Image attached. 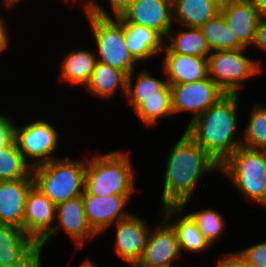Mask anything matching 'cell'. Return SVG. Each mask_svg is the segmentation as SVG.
<instances>
[{
    "mask_svg": "<svg viewBox=\"0 0 266 267\" xmlns=\"http://www.w3.org/2000/svg\"><path fill=\"white\" fill-rule=\"evenodd\" d=\"M134 71L127 76L126 96L127 98H151L161 97V89L167 84V80H161L148 73L145 69L134 75ZM134 82V83H133Z\"/></svg>",
    "mask_w": 266,
    "mask_h": 267,
    "instance_id": "cell-30",
    "label": "cell"
},
{
    "mask_svg": "<svg viewBox=\"0 0 266 267\" xmlns=\"http://www.w3.org/2000/svg\"><path fill=\"white\" fill-rule=\"evenodd\" d=\"M161 209L162 217L173 227L177 234L181 252L184 250L189 253H201V251L203 252L212 246L199 230L192 217L189 214H184L183 216L184 209L181 206H164ZM174 216L177 219H174ZM171 217L174 219L173 221Z\"/></svg>",
    "mask_w": 266,
    "mask_h": 267,
    "instance_id": "cell-20",
    "label": "cell"
},
{
    "mask_svg": "<svg viewBox=\"0 0 266 267\" xmlns=\"http://www.w3.org/2000/svg\"><path fill=\"white\" fill-rule=\"evenodd\" d=\"M238 102V94H225L185 129L220 165L242 146V137L236 134Z\"/></svg>",
    "mask_w": 266,
    "mask_h": 267,
    "instance_id": "cell-2",
    "label": "cell"
},
{
    "mask_svg": "<svg viewBox=\"0 0 266 267\" xmlns=\"http://www.w3.org/2000/svg\"><path fill=\"white\" fill-rule=\"evenodd\" d=\"M53 159L32 169L34 186L57 206L84 192L86 160Z\"/></svg>",
    "mask_w": 266,
    "mask_h": 267,
    "instance_id": "cell-4",
    "label": "cell"
},
{
    "mask_svg": "<svg viewBox=\"0 0 266 267\" xmlns=\"http://www.w3.org/2000/svg\"><path fill=\"white\" fill-rule=\"evenodd\" d=\"M126 45L138 62L148 61L163 52L165 39L155 30L131 23L123 22Z\"/></svg>",
    "mask_w": 266,
    "mask_h": 267,
    "instance_id": "cell-21",
    "label": "cell"
},
{
    "mask_svg": "<svg viewBox=\"0 0 266 267\" xmlns=\"http://www.w3.org/2000/svg\"><path fill=\"white\" fill-rule=\"evenodd\" d=\"M212 3H214L217 7L220 9L225 8L229 3H231L233 0H210Z\"/></svg>",
    "mask_w": 266,
    "mask_h": 267,
    "instance_id": "cell-39",
    "label": "cell"
},
{
    "mask_svg": "<svg viewBox=\"0 0 266 267\" xmlns=\"http://www.w3.org/2000/svg\"><path fill=\"white\" fill-rule=\"evenodd\" d=\"M56 206L36 186L27 195L23 231L38 245L52 232Z\"/></svg>",
    "mask_w": 266,
    "mask_h": 267,
    "instance_id": "cell-15",
    "label": "cell"
},
{
    "mask_svg": "<svg viewBox=\"0 0 266 267\" xmlns=\"http://www.w3.org/2000/svg\"><path fill=\"white\" fill-rule=\"evenodd\" d=\"M128 152L114 150L86 159L84 189L94 196L133 194L136 176Z\"/></svg>",
    "mask_w": 266,
    "mask_h": 267,
    "instance_id": "cell-3",
    "label": "cell"
},
{
    "mask_svg": "<svg viewBox=\"0 0 266 267\" xmlns=\"http://www.w3.org/2000/svg\"><path fill=\"white\" fill-rule=\"evenodd\" d=\"M110 4V10L112 15H110L102 5H99L96 0L85 1L83 8H85L90 14H93L101 18H121L122 15L127 11L129 5L133 0H108Z\"/></svg>",
    "mask_w": 266,
    "mask_h": 267,
    "instance_id": "cell-32",
    "label": "cell"
},
{
    "mask_svg": "<svg viewBox=\"0 0 266 267\" xmlns=\"http://www.w3.org/2000/svg\"><path fill=\"white\" fill-rule=\"evenodd\" d=\"M65 231L77 246H83L84 242L98 235L89 225L84 213L82 195L69 199L56 206L55 224L52 232L39 244L40 253L44 246L56 235L59 230Z\"/></svg>",
    "mask_w": 266,
    "mask_h": 267,
    "instance_id": "cell-11",
    "label": "cell"
},
{
    "mask_svg": "<svg viewBox=\"0 0 266 267\" xmlns=\"http://www.w3.org/2000/svg\"><path fill=\"white\" fill-rule=\"evenodd\" d=\"M88 24L96 44V60L123 71L127 76L135 70L138 62L131 55L124 35L123 21L119 18H101L90 14L85 8Z\"/></svg>",
    "mask_w": 266,
    "mask_h": 267,
    "instance_id": "cell-6",
    "label": "cell"
},
{
    "mask_svg": "<svg viewBox=\"0 0 266 267\" xmlns=\"http://www.w3.org/2000/svg\"><path fill=\"white\" fill-rule=\"evenodd\" d=\"M218 262L223 267H253L237 251L225 254Z\"/></svg>",
    "mask_w": 266,
    "mask_h": 267,
    "instance_id": "cell-35",
    "label": "cell"
},
{
    "mask_svg": "<svg viewBox=\"0 0 266 267\" xmlns=\"http://www.w3.org/2000/svg\"><path fill=\"white\" fill-rule=\"evenodd\" d=\"M127 75L110 65L96 61L92 76L85 89L93 95L103 100L111 99L121 88L126 95Z\"/></svg>",
    "mask_w": 266,
    "mask_h": 267,
    "instance_id": "cell-23",
    "label": "cell"
},
{
    "mask_svg": "<svg viewBox=\"0 0 266 267\" xmlns=\"http://www.w3.org/2000/svg\"><path fill=\"white\" fill-rule=\"evenodd\" d=\"M241 137L243 147L266 150V105L256 104L252 107L249 122Z\"/></svg>",
    "mask_w": 266,
    "mask_h": 267,
    "instance_id": "cell-29",
    "label": "cell"
},
{
    "mask_svg": "<svg viewBox=\"0 0 266 267\" xmlns=\"http://www.w3.org/2000/svg\"><path fill=\"white\" fill-rule=\"evenodd\" d=\"M253 46L266 53V18H261L259 21Z\"/></svg>",
    "mask_w": 266,
    "mask_h": 267,
    "instance_id": "cell-36",
    "label": "cell"
},
{
    "mask_svg": "<svg viewBox=\"0 0 266 267\" xmlns=\"http://www.w3.org/2000/svg\"><path fill=\"white\" fill-rule=\"evenodd\" d=\"M220 172L244 198L259 205L266 192V150L240 146L220 165Z\"/></svg>",
    "mask_w": 266,
    "mask_h": 267,
    "instance_id": "cell-5",
    "label": "cell"
},
{
    "mask_svg": "<svg viewBox=\"0 0 266 267\" xmlns=\"http://www.w3.org/2000/svg\"><path fill=\"white\" fill-rule=\"evenodd\" d=\"M59 136L55 127L44 120H34L21 127L15 124L14 140L32 169L57 159L53 154L57 151Z\"/></svg>",
    "mask_w": 266,
    "mask_h": 267,
    "instance_id": "cell-8",
    "label": "cell"
},
{
    "mask_svg": "<svg viewBox=\"0 0 266 267\" xmlns=\"http://www.w3.org/2000/svg\"><path fill=\"white\" fill-rule=\"evenodd\" d=\"M21 178H33L32 168L26 163L14 140L10 145L0 148V181Z\"/></svg>",
    "mask_w": 266,
    "mask_h": 267,
    "instance_id": "cell-28",
    "label": "cell"
},
{
    "mask_svg": "<svg viewBox=\"0 0 266 267\" xmlns=\"http://www.w3.org/2000/svg\"><path fill=\"white\" fill-rule=\"evenodd\" d=\"M21 0H3V4L6 6V7H12L14 6L15 4H18Z\"/></svg>",
    "mask_w": 266,
    "mask_h": 267,
    "instance_id": "cell-40",
    "label": "cell"
},
{
    "mask_svg": "<svg viewBox=\"0 0 266 267\" xmlns=\"http://www.w3.org/2000/svg\"><path fill=\"white\" fill-rule=\"evenodd\" d=\"M181 28H183V30L176 32L175 35L173 29L169 31L168 36L165 39V41L167 40L165 45L175 53L208 58L211 49L209 48L201 29L185 26H182Z\"/></svg>",
    "mask_w": 266,
    "mask_h": 267,
    "instance_id": "cell-26",
    "label": "cell"
},
{
    "mask_svg": "<svg viewBox=\"0 0 266 267\" xmlns=\"http://www.w3.org/2000/svg\"><path fill=\"white\" fill-rule=\"evenodd\" d=\"M173 113H191L188 125L215 104L225 93L209 77L183 84H170Z\"/></svg>",
    "mask_w": 266,
    "mask_h": 267,
    "instance_id": "cell-9",
    "label": "cell"
},
{
    "mask_svg": "<svg viewBox=\"0 0 266 267\" xmlns=\"http://www.w3.org/2000/svg\"><path fill=\"white\" fill-rule=\"evenodd\" d=\"M126 101H129L136 117L147 127L157 125L161 118L174 115L168 83L161 89V97L128 98Z\"/></svg>",
    "mask_w": 266,
    "mask_h": 267,
    "instance_id": "cell-24",
    "label": "cell"
},
{
    "mask_svg": "<svg viewBox=\"0 0 266 267\" xmlns=\"http://www.w3.org/2000/svg\"><path fill=\"white\" fill-rule=\"evenodd\" d=\"M33 186V178L0 181V224L23 229L26 198Z\"/></svg>",
    "mask_w": 266,
    "mask_h": 267,
    "instance_id": "cell-17",
    "label": "cell"
},
{
    "mask_svg": "<svg viewBox=\"0 0 266 267\" xmlns=\"http://www.w3.org/2000/svg\"><path fill=\"white\" fill-rule=\"evenodd\" d=\"M181 254L177 234L173 227L163 219L150 230L146 246L137 267H181L172 265Z\"/></svg>",
    "mask_w": 266,
    "mask_h": 267,
    "instance_id": "cell-12",
    "label": "cell"
},
{
    "mask_svg": "<svg viewBox=\"0 0 266 267\" xmlns=\"http://www.w3.org/2000/svg\"><path fill=\"white\" fill-rule=\"evenodd\" d=\"M215 267H223L219 262H217V265Z\"/></svg>",
    "mask_w": 266,
    "mask_h": 267,
    "instance_id": "cell-43",
    "label": "cell"
},
{
    "mask_svg": "<svg viewBox=\"0 0 266 267\" xmlns=\"http://www.w3.org/2000/svg\"><path fill=\"white\" fill-rule=\"evenodd\" d=\"M115 253L125 262L136 265L146 246L150 228L140 216L130 214L115 223Z\"/></svg>",
    "mask_w": 266,
    "mask_h": 267,
    "instance_id": "cell-16",
    "label": "cell"
},
{
    "mask_svg": "<svg viewBox=\"0 0 266 267\" xmlns=\"http://www.w3.org/2000/svg\"><path fill=\"white\" fill-rule=\"evenodd\" d=\"M247 48L212 51L208 57V76L225 94H238L246 80L261 71L259 61L245 56Z\"/></svg>",
    "mask_w": 266,
    "mask_h": 267,
    "instance_id": "cell-7",
    "label": "cell"
},
{
    "mask_svg": "<svg viewBox=\"0 0 266 267\" xmlns=\"http://www.w3.org/2000/svg\"><path fill=\"white\" fill-rule=\"evenodd\" d=\"M119 19L151 28L166 39L173 26L172 0H133Z\"/></svg>",
    "mask_w": 266,
    "mask_h": 267,
    "instance_id": "cell-14",
    "label": "cell"
},
{
    "mask_svg": "<svg viewBox=\"0 0 266 267\" xmlns=\"http://www.w3.org/2000/svg\"><path fill=\"white\" fill-rule=\"evenodd\" d=\"M132 194L110 196H94L85 189L82 194L84 213L91 228L100 235L112 227L117 221L128 217L131 212H125V206Z\"/></svg>",
    "mask_w": 266,
    "mask_h": 267,
    "instance_id": "cell-13",
    "label": "cell"
},
{
    "mask_svg": "<svg viewBox=\"0 0 266 267\" xmlns=\"http://www.w3.org/2000/svg\"><path fill=\"white\" fill-rule=\"evenodd\" d=\"M79 267H97L93 261L86 259L85 261L82 262V264H80Z\"/></svg>",
    "mask_w": 266,
    "mask_h": 267,
    "instance_id": "cell-41",
    "label": "cell"
},
{
    "mask_svg": "<svg viewBox=\"0 0 266 267\" xmlns=\"http://www.w3.org/2000/svg\"><path fill=\"white\" fill-rule=\"evenodd\" d=\"M164 170L161 207L185 209L198 181L205 173L219 172L220 164L184 131L171 148Z\"/></svg>",
    "mask_w": 266,
    "mask_h": 267,
    "instance_id": "cell-1",
    "label": "cell"
},
{
    "mask_svg": "<svg viewBox=\"0 0 266 267\" xmlns=\"http://www.w3.org/2000/svg\"><path fill=\"white\" fill-rule=\"evenodd\" d=\"M6 116L0 113V148L10 145L15 137V123Z\"/></svg>",
    "mask_w": 266,
    "mask_h": 267,
    "instance_id": "cell-34",
    "label": "cell"
},
{
    "mask_svg": "<svg viewBox=\"0 0 266 267\" xmlns=\"http://www.w3.org/2000/svg\"><path fill=\"white\" fill-rule=\"evenodd\" d=\"M221 9L210 0H172V20L181 26L200 28ZM175 20V21H174Z\"/></svg>",
    "mask_w": 266,
    "mask_h": 267,
    "instance_id": "cell-25",
    "label": "cell"
},
{
    "mask_svg": "<svg viewBox=\"0 0 266 267\" xmlns=\"http://www.w3.org/2000/svg\"><path fill=\"white\" fill-rule=\"evenodd\" d=\"M7 32H8V30L6 28V23L3 19V15H2V17L0 16V54L2 52H4V50H6L10 44L8 41L9 40L8 39L9 33H7Z\"/></svg>",
    "mask_w": 266,
    "mask_h": 267,
    "instance_id": "cell-37",
    "label": "cell"
},
{
    "mask_svg": "<svg viewBox=\"0 0 266 267\" xmlns=\"http://www.w3.org/2000/svg\"><path fill=\"white\" fill-rule=\"evenodd\" d=\"M41 256L39 245L23 229L0 224V267H34Z\"/></svg>",
    "mask_w": 266,
    "mask_h": 267,
    "instance_id": "cell-10",
    "label": "cell"
},
{
    "mask_svg": "<svg viewBox=\"0 0 266 267\" xmlns=\"http://www.w3.org/2000/svg\"><path fill=\"white\" fill-rule=\"evenodd\" d=\"M228 26L238 37V41L245 47H252L256 30L261 20L257 9L251 0H233L221 9Z\"/></svg>",
    "mask_w": 266,
    "mask_h": 267,
    "instance_id": "cell-19",
    "label": "cell"
},
{
    "mask_svg": "<svg viewBox=\"0 0 266 267\" xmlns=\"http://www.w3.org/2000/svg\"><path fill=\"white\" fill-rule=\"evenodd\" d=\"M189 215L196 222L197 227L211 245L218 241L223 231L226 230V222L218 210L208 208L190 212Z\"/></svg>",
    "mask_w": 266,
    "mask_h": 267,
    "instance_id": "cell-31",
    "label": "cell"
},
{
    "mask_svg": "<svg viewBox=\"0 0 266 267\" xmlns=\"http://www.w3.org/2000/svg\"><path fill=\"white\" fill-rule=\"evenodd\" d=\"M237 252L253 267H266V241Z\"/></svg>",
    "mask_w": 266,
    "mask_h": 267,
    "instance_id": "cell-33",
    "label": "cell"
},
{
    "mask_svg": "<svg viewBox=\"0 0 266 267\" xmlns=\"http://www.w3.org/2000/svg\"><path fill=\"white\" fill-rule=\"evenodd\" d=\"M261 18H266V0H251Z\"/></svg>",
    "mask_w": 266,
    "mask_h": 267,
    "instance_id": "cell-38",
    "label": "cell"
},
{
    "mask_svg": "<svg viewBox=\"0 0 266 267\" xmlns=\"http://www.w3.org/2000/svg\"><path fill=\"white\" fill-rule=\"evenodd\" d=\"M163 51L162 68L169 85L199 81L208 76V58L175 53L166 45Z\"/></svg>",
    "mask_w": 266,
    "mask_h": 267,
    "instance_id": "cell-18",
    "label": "cell"
},
{
    "mask_svg": "<svg viewBox=\"0 0 266 267\" xmlns=\"http://www.w3.org/2000/svg\"><path fill=\"white\" fill-rule=\"evenodd\" d=\"M200 29L211 52L245 48L238 41L237 35L232 32L221 13L206 21Z\"/></svg>",
    "mask_w": 266,
    "mask_h": 267,
    "instance_id": "cell-27",
    "label": "cell"
},
{
    "mask_svg": "<svg viewBox=\"0 0 266 267\" xmlns=\"http://www.w3.org/2000/svg\"><path fill=\"white\" fill-rule=\"evenodd\" d=\"M95 51L87 49H73L70 50L63 60L61 59L60 68V82L68 83L73 86H84L88 84L94 66L96 63Z\"/></svg>",
    "mask_w": 266,
    "mask_h": 267,
    "instance_id": "cell-22",
    "label": "cell"
},
{
    "mask_svg": "<svg viewBox=\"0 0 266 267\" xmlns=\"http://www.w3.org/2000/svg\"><path fill=\"white\" fill-rule=\"evenodd\" d=\"M259 204L263 205L266 208V192H265V195H264L262 201Z\"/></svg>",
    "mask_w": 266,
    "mask_h": 267,
    "instance_id": "cell-42",
    "label": "cell"
}]
</instances>
